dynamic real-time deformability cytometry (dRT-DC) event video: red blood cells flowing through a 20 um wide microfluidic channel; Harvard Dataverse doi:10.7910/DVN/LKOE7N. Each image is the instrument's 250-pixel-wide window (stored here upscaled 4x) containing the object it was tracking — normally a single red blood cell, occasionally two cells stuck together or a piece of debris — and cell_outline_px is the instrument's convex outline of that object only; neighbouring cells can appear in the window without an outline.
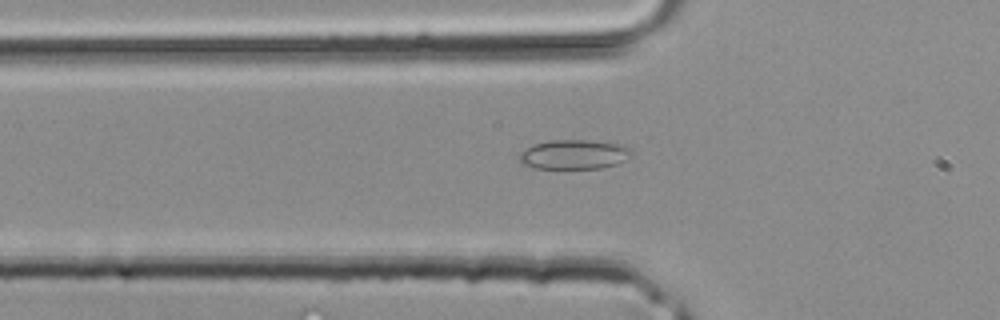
{"species": "common noctule bat (a hibernating species)", "species_latin": "Nyctalus noctula", "temperature_condition": "room temperature", "stored_images_in_passage": 26, "camera_frame_rate_fps": 3000, "um_per_image_px": 0.085, "animal": {"sex": "male", "body_mass_g": 20.4}, "frame": {"image": 1, "passage_image": 5, "time_ms": 1.333, "image_size_px": [1000, 320], "cell_outline_px": [[632, 156], [616, 164], [600, 168], [536, 168], [524, 164], [520, 160], [520, 152], [532, 144], [552, 140], [588, 140], [624, 144], [632, 148]], "centroid_in_image_um": [48.84, 13.11], "position_along_channel_um": 77.0, "area_um2": 19.31}}
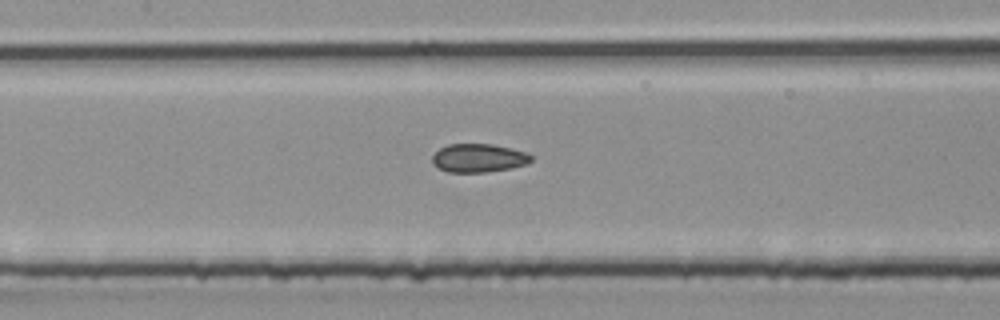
{"frame": {"image": 2, "passage_image": 10, "time_ms": 3.0, "image_size_px": [1000, 320], "cell_outline_px": [[532, 160], [528, 164], [508, 168], [484, 172], [448, 172], [432, 164], [432, 156], [440, 148], [448, 144], [492, 144], [512, 148], [524, 152], [532, 156]], "centroid_in_image_um": [40.67, 13.42], "position_along_channel_um": 166.7, "area_um2": 16.3}}
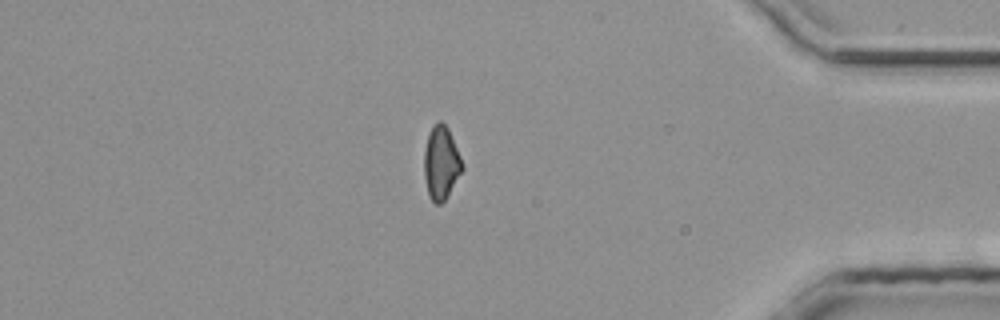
{"frame": {"image": 3, "passage_image": 25, "time_ms": 8.0, "image_size_px": [1000, 320], "cell_outline_px": [[464, 168], [444, 200], [440, 204], [436, 204], [428, 196], [424, 176], [424, 152], [428, 132], [432, 124], [440, 120], [448, 128], [460, 156]], "centroid_in_image_um": [37.47, 13.82], "position_along_channel_um": 397.7, "area_um2": 16.24}}